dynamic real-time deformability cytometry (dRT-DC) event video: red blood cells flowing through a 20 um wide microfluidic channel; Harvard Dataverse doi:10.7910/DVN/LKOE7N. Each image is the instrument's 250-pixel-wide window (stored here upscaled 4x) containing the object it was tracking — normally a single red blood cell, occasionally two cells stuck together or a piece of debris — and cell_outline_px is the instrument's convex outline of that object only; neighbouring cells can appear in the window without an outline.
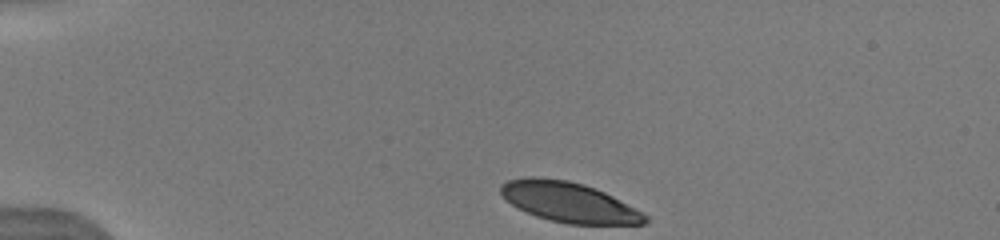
{"species": "human", "species_latin": "Homo sapiens", "temperature_condition": "warm", "stored_images_in_passage": 41, "camera_frame_rate_fps": 3000, "um_per_image_px": 0.085, "donor": {"sex": "male"}, "frame": {"image": 1, "passage_image": 1, "time_ms": 0.0, "image_size_px": [1000, 240], "cell_outline_px": [[648, 220], [644, 224], [564, 224], [548, 220], [536, 216], [512, 204], [500, 192], [500, 184], [508, 180], [524, 176], [536, 176], [568, 180], [584, 184], [604, 192], [644, 212], [648, 216]], "centroid_in_image_um": [48.36, 17.18], "position_along_channel_um": 36.6, "area_um2": 33.76}}
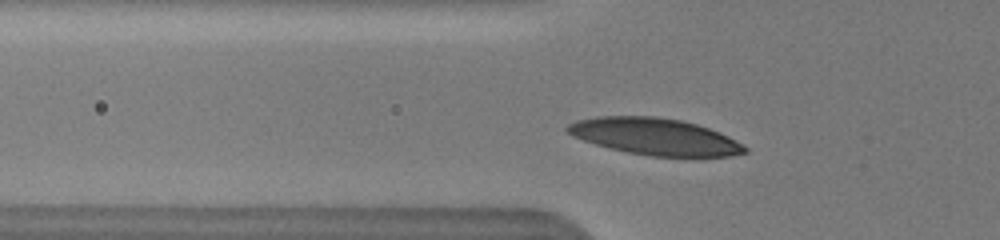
{"frame": {"image": 2, "passage_image": 8, "time_ms": 2.333, "image_size_px": [1000, 240], "cell_outline_px": [[748, 152], [732, 156], [652, 156], [628, 152], [596, 144], [572, 136], [564, 128], [568, 124], [576, 120], [596, 116], [656, 116], [680, 120], [696, 124], [720, 132], [744, 144], [748, 148]], "centroid_in_image_um": [55.68, 11.6], "position_along_channel_um": 70.1, "area_um2": 37.86}}
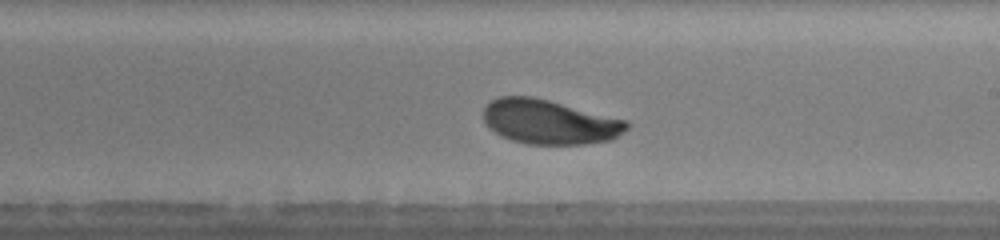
{"frame": {"image": 3, "passage_image": 21, "time_ms": 6.667, "image_size_px": [1000, 240], "cell_outline_px": [[632, 124], [624, 132], [612, 140], [584, 144], [528, 144], [512, 140], [500, 136], [488, 128], [484, 120], [484, 108], [492, 100], [500, 96], [532, 96], [628, 120]], "centroid_in_image_um": [46.72, 10.37], "position_along_channel_um": 242.3, "area_um2": 37.28}, "authors_computed_cell_mechanics": {"area_um2": 37.5122, "velocity_mm_per_s": 4.024, "shape_relaxation_time_tau1_ms": 2.674, "shape_relaxation_time_tau2_ms": null, "deformation_change_tau1": 0.1468, "deformation_change_tau2": null}}